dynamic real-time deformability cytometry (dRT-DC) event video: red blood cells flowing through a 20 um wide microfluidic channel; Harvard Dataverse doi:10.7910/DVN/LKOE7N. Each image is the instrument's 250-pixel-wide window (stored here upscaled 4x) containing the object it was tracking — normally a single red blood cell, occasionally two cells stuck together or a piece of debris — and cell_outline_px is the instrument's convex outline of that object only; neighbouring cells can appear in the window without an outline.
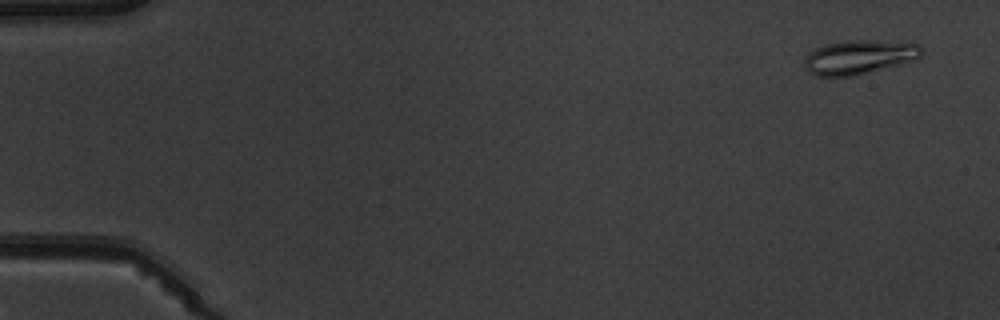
{"species": "common noctule bat (a hibernating species)", "species_latin": "Nyctalus noctula", "temperature_condition": "warm", "stored_images_in_passage": 6, "camera_frame_rate_fps": 3000, "um_per_image_px": 0.085, "animal": {"sex": "male", "body_mass_g": 19.5, "forearm_length_mm": 54.6}, "frame": {"image": 1, "passage_image": 1, "time_ms": 0.0, "image_size_px": [1000, 320], "cell_outline_px": [[920, 56], [916, 60], [852, 76], [816, 76], [808, 72], [804, 68], [804, 60], [816, 48], [828, 44], [848, 40], [876, 40], [920, 44]], "centroid_in_image_um": [73.02, 4.86], "position_along_channel_um": 12.0, "area_um2": 23.0}}
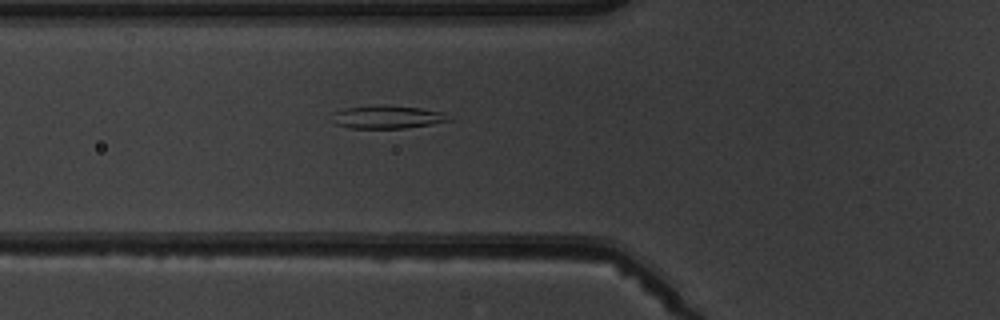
{"frame": {"image": 2, "passage_image": 6, "time_ms": 5.667, "image_size_px": [1000, 320], "cell_outline_px": [[452, 120], [432, 124], [404, 128], [348, 128], [336, 124], [332, 112], [344, 108], [420, 108], [444, 112]], "centroid_in_image_um": [32.96, 10.0], "position_along_channel_um": 92.8, "area_um2": 14.62}}